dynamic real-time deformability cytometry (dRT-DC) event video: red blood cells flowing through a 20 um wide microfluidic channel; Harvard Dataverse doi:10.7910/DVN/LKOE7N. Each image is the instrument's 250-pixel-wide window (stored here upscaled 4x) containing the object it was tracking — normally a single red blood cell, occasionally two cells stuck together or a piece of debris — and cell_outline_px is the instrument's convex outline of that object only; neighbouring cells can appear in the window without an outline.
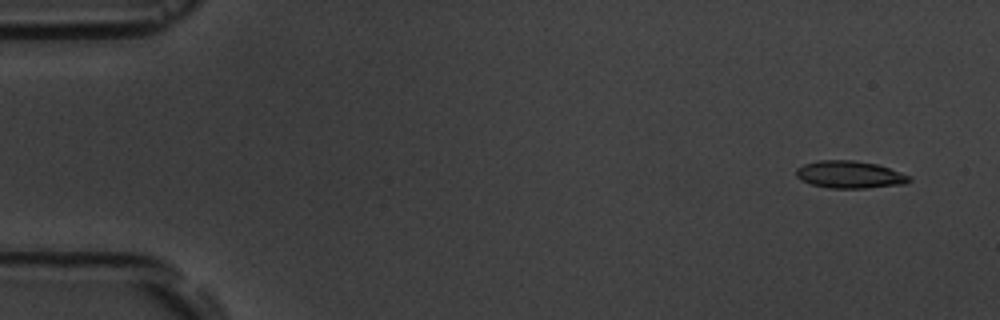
{"species": "common noctule bat (a hibernating species)", "species_latin": "Nyctalus noctula", "temperature_condition": "room temperature", "stored_images_in_passage": 8, "camera_frame_rate_fps": 3000, "um_per_image_px": 0.085, "animal": {"sex": "male", "body_mass_g": 19.5, "forearm_length_mm": 54.6}, "frame": {"image": 1, "passage_image": 2, "time_ms": 1.0, "image_size_px": [1000, 320], "cell_outline_px": [[912, 180], [908, 184], [864, 188], [828, 188], [812, 184], [800, 180], [796, 176], [796, 168], [804, 164], [820, 160], [852, 160], [876, 164], [912, 176]], "centroid_in_image_um": [72.24, 14.85], "position_along_channel_um": 12.8, "area_um2": 18.09}}
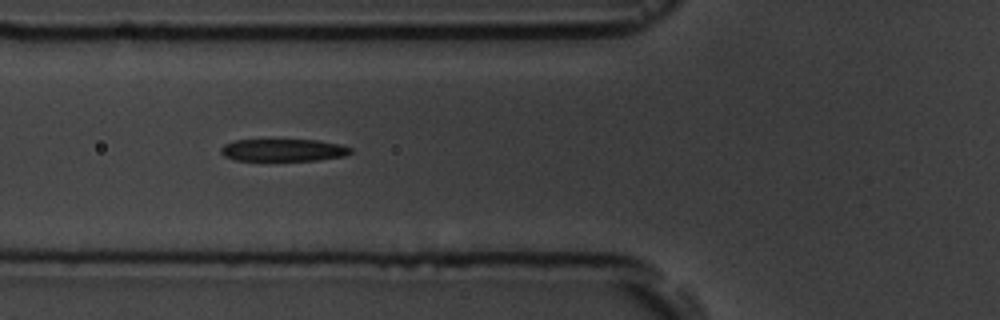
{"frame": {"image": 2, "passage_image": 7, "time_ms": 6.667, "image_size_px": [1000, 320], "cell_outline_px": [[352, 152], [344, 156], [316, 160], [236, 160], [224, 156], [220, 152], [220, 148], [224, 144], [236, 140], [316, 140], [340, 144], [352, 148]], "centroid_in_image_um": [24.07, 12.75], "position_along_channel_um": 101.7, "area_um2": 16.76}}
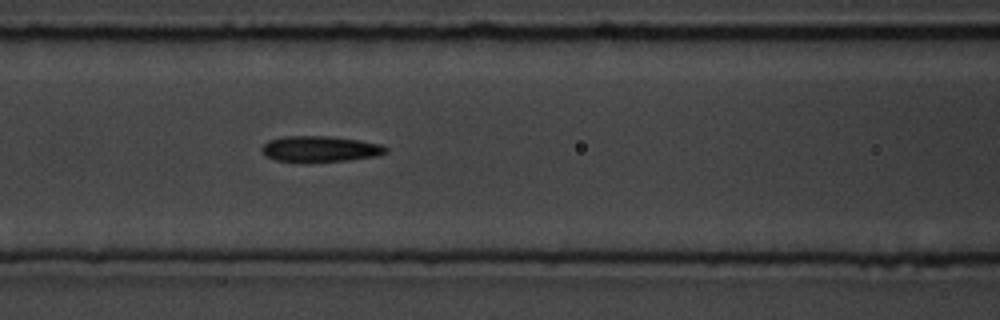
{"frame": {"image": 3, "passage_image": 8, "time_ms": 7.667, "image_size_px": [1000, 320], "cell_outline_px": [[388, 152], [376, 156], [352, 160], [276, 160], [264, 156], [260, 148], [268, 140], [284, 136], [328, 136], [360, 140], [380, 144], [388, 148]], "centroid_in_image_um": [27.22, 12.63], "position_along_channel_um": 139.4, "area_um2": 18.32}}